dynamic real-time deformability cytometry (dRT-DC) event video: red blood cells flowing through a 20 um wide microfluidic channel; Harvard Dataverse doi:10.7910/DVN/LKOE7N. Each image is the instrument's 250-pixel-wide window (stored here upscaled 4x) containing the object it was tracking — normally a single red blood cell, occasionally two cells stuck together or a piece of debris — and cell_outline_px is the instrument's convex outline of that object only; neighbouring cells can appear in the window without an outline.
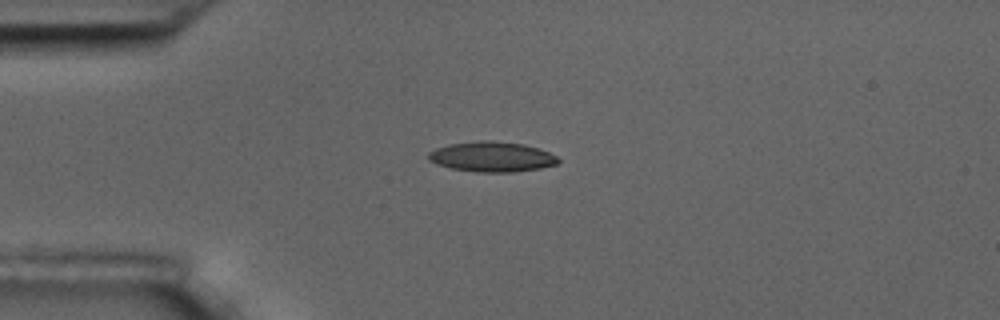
{"species": "common noctule bat (a hibernating species)", "species_latin": "Nyctalus noctula", "temperature_condition": "room temperature", "stored_images_in_passage": 9, "camera_frame_rate_fps": 3000, "um_per_image_px": 0.085, "animal": {"sex": "male", "body_mass_g": 17.5, "forearm_length_mm": 52.3}, "frame": {"image": 1, "passage_image": 3, "time_ms": 2.333, "image_size_px": [1000, 320], "cell_outline_px": [[560, 160], [556, 164], [540, 168], [512, 172], [476, 172], [452, 168], [436, 164], [428, 160], [428, 152], [436, 148], [448, 144], [484, 140], [492, 140], [524, 144], [548, 152], [556, 156]], "centroid_in_image_um": [41.77, 13.32], "position_along_channel_um": 43.2, "area_um2": 22.72}}
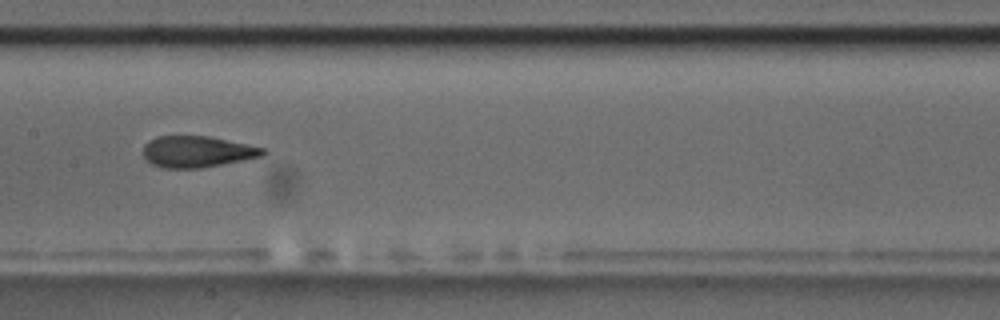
{"frame": {"image": 2, "passage_image": 7, "time_ms": 7.0, "image_size_px": [1000, 320], "cell_outline_px": [[268, 152], [264, 156], [200, 168], [160, 168], [152, 164], [144, 156], [144, 144], [148, 140], [156, 136], [208, 136], [264, 148]], "centroid_in_image_um": [16.75, 12.89], "position_along_channel_um": 190.7, "area_um2": 21.79}}
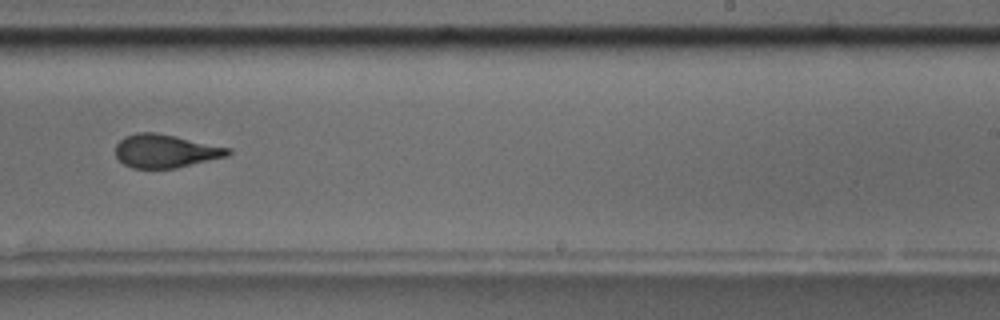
{"frame": {"image": 3, "passage_image": 9, "time_ms": 9.333, "image_size_px": [1000, 320], "cell_outline_px": [[232, 152], [228, 156], [176, 168], [132, 168], [124, 164], [116, 156], [116, 144], [124, 136], [136, 132], [156, 132], [176, 136], [232, 148]], "centroid_in_image_um": [14.08, 12.83], "position_along_channel_um": 274.9, "area_um2": 21.96}}